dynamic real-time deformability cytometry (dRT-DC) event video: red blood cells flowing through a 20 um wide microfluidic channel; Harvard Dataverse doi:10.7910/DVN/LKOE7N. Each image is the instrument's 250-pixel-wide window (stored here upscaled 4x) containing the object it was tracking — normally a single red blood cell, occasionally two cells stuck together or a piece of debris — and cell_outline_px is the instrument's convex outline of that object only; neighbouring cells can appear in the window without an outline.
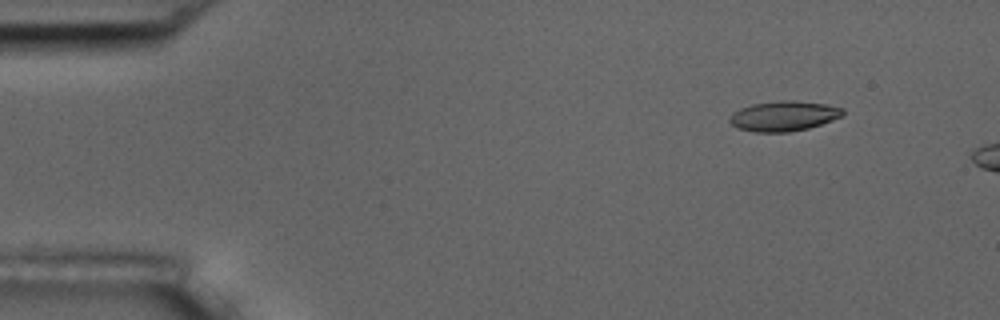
{"species": "common noctule bat (a hibernating species)", "species_latin": "Nyctalus noctula", "temperature_condition": "room temperature", "stored_images_in_passage": 3, "camera_frame_rate_fps": 3000, "um_per_image_px": 0.085, "animal": {"sex": "male", "body_mass_g": 17.5, "forearm_length_mm": 52.3}, "frame": {"image": 1, "passage_image": 1, "time_ms": 0.0, "image_size_px": [1000, 320], "cell_outline_px": [[844, 116], [808, 128], [788, 132], [756, 132], [736, 128], [728, 120], [728, 116], [732, 112], [740, 108], [752, 104], [780, 100], [796, 100], [824, 104], [844, 108]], "centroid_in_image_um": [66.59, 9.85], "position_along_channel_um": 18.4, "area_um2": 20.0}}